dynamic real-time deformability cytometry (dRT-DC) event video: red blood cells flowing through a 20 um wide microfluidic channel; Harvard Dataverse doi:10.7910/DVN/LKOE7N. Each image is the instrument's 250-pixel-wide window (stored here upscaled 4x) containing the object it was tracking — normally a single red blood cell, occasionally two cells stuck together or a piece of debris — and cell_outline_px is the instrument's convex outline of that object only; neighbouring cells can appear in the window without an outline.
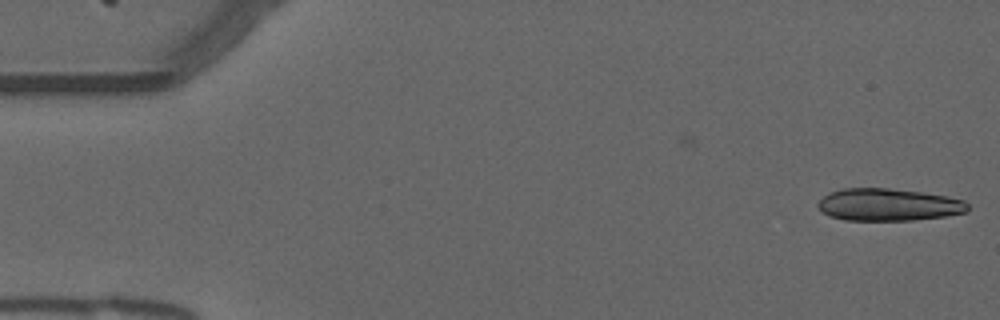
{"species": "common noctule bat (a hibernating species)", "species_latin": "Nyctalus noctula", "temperature_condition": "warm", "stored_images_in_passage": 54, "camera_frame_rate_fps": 3000, "um_per_image_px": 0.085, "animal": {"sex": "male", "forearm_length_mm": 52.5}, "frame": {"image": 1, "passage_image": 1, "time_ms": 0.0, "image_size_px": [1000, 320], "cell_outline_px": [[968, 212], [944, 216], [912, 220], [844, 220], [832, 216], [824, 212], [816, 204], [824, 196], [832, 192], [844, 188], [888, 188], [920, 192], [948, 196], [964, 200], [968, 204]], "centroid_in_image_um": [75.55, 17.4], "position_along_channel_um": 9.4, "area_um2": 27.98}}
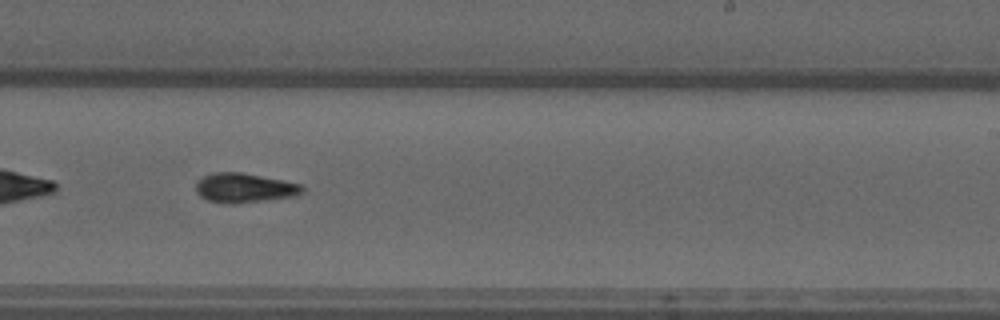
{"frame": {"image": 2, "passage_image": 33, "time_ms": 10.667, "image_size_px": [1000, 320], "cell_outline_px": [[304, 192], [296, 196], [260, 200], [208, 200], [200, 196], [196, 192], [196, 180], [212, 172], [240, 172], [300, 184], [304, 188]], "centroid_in_image_um": [20.77, 15.91], "position_along_channel_um": 268.2, "area_um2": 17.22}}
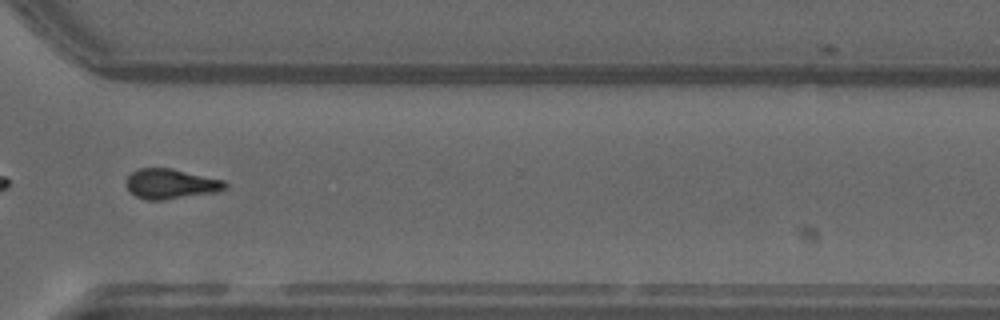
{"frame": {"image": 3, "passage_image": 40, "time_ms": 13.0, "image_size_px": [1000, 320], "cell_outline_px": [[228, 188], [220, 192], [164, 200], [148, 200], [136, 196], [128, 188], [124, 180], [132, 172], [140, 168], [172, 168], [224, 180], [228, 184]], "centroid_in_image_um": [14.57, 15.63], "position_along_channel_um": 356.0, "area_um2": 17.51}, "authors_computed_cell_mechanics": {"area_um2": 17.5423, "velocity_mm_per_s": 3.7568, "shape_relaxation_time_tau1_ms": null, "shape_relaxation_time_tau2_ms": 4.9062, "deformation_change_tau1": null, "deformation_change_tau2": 0.1269}}